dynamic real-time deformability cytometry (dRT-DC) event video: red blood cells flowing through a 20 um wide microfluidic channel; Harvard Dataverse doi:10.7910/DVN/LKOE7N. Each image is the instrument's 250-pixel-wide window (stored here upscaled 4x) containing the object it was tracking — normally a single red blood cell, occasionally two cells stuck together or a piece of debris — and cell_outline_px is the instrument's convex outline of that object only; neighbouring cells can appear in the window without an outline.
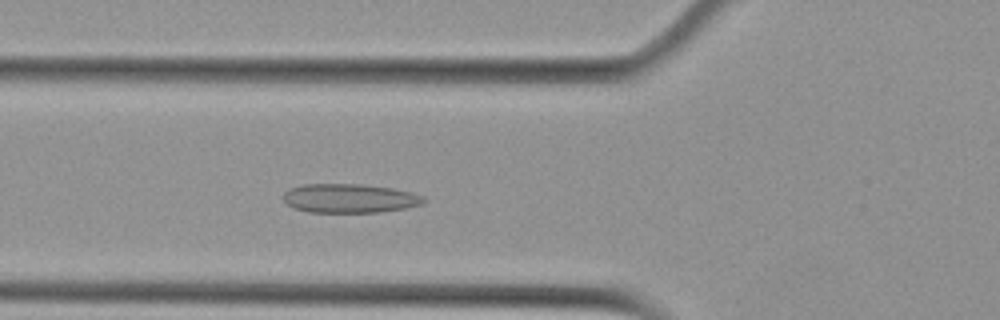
{"species": "Egyptian fruit bat (a non-hibernating species)", "species_latin": "Rousettus aegyptiacus", "temperature_condition": "cold", "stored_images_in_passage": 39, "camera_frame_rate_fps": 3000, "um_per_image_px": 0.085, "animal": {"sex": "female"}, "frame": {"image": 1, "passage_image": 17, "time_ms": 5.333, "image_size_px": [1000, 320], "cell_outline_px": [[428, 200], [420, 204], [404, 208], [380, 212], [308, 212], [292, 208], [284, 200], [284, 192], [292, 188], [304, 184], [356, 184], [392, 188], [412, 192], [424, 196]], "centroid_in_image_um": [29.72, 16.86], "position_along_channel_um": 96.1, "area_um2": 23.64}}
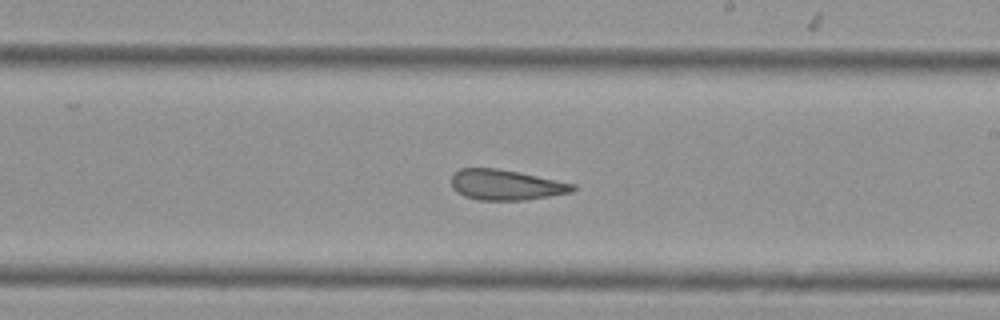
{"frame": {"image": 2, "passage_image": 29, "time_ms": 9.333, "image_size_px": [1000, 320], "cell_outline_px": [[576, 188], [572, 192], [524, 200], [480, 200], [464, 196], [456, 192], [452, 188], [452, 176], [460, 168], [496, 168], [520, 172], [576, 184]], "centroid_in_image_um": [43.0, 15.71], "position_along_channel_um": 246.0, "area_um2": 21.5}}
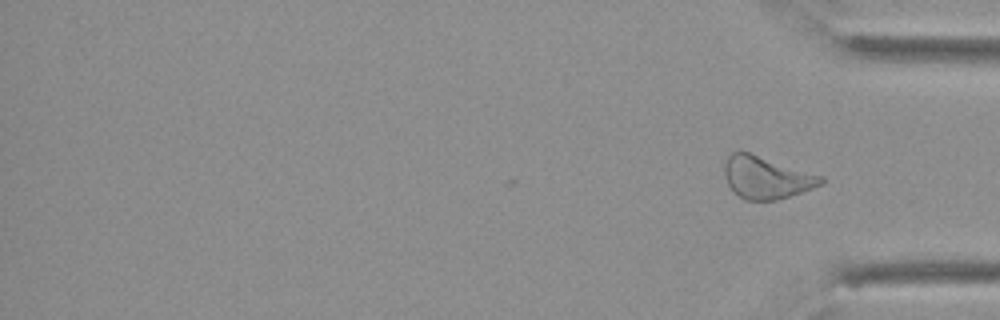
{"frame": {"image": 3, "passage_image": 39, "time_ms": 12.667, "image_size_px": [1000, 320], "cell_outline_px": [[824, 184], [776, 200], [744, 200], [728, 184], [724, 176], [724, 164], [728, 156], [732, 152], [748, 152], [824, 176]], "centroid_in_image_um": [65.15, 15.08], "position_along_channel_um": 370.1, "area_um2": 23.52}, "authors_computed_cell_mechanics": {"area_um2": 23.12, "velocity_mm_per_s": 3.7503, "shape_relaxation_time_tau1_ms": null, "shape_relaxation_time_tau2_ms": 2.4921, "deformation_change_tau1": null, "deformation_change_tau2": 0.0949}}